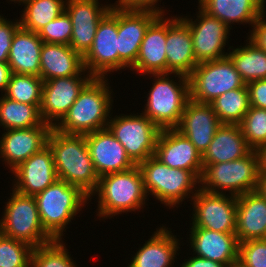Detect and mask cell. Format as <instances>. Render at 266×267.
I'll return each instance as SVG.
<instances>
[{"mask_svg": "<svg viewBox=\"0 0 266 267\" xmlns=\"http://www.w3.org/2000/svg\"><path fill=\"white\" fill-rule=\"evenodd\" d=\"M47 145L53 155L58 179L79 187L92 199L99 176L90 157L85 135L66 134L52 127Z\"/></svg>", "mask_w": 266, "mask_h": 267, "instance_id": "cell-1", "label": "cell"}, {"mask_svg": "<svg viewBox=\"0 0 266 267\" xmlns=\"http://www.w3.org/2000/svg\"><path fill=\"white\" fill-rule=\"evenodd\" d=\"M107 80V77H93L54 128L62 133L76 135H86L107 128L113 106V94Z\"/></svg>", "mask_w": 266, "mask_h": 267, "instance_id": "cell-2", "label": "cell"}, {"mask_svg": "<svg viewBox=\"0 0 266 267\" xmlns=\"http://www.w3.org/2000/svg\"><path fill=\"white\" fill-rule=\"evenodd\" d=\"M97 216L112 218L122 213L140 211L147 201L143 177L137 165L125 171L110 173L99 177L96 190Z\"/></svg>", "mask_w": 266, "mask_h": 267, "instance_id": "cell-3", "label": "cell"}, {"mask_svg": "<svg viewBox=\"0 0 266 267\" xmlns=\"http://www.w3.org/2000/svg\"><path fill=\"white\" fill-rule=\"evenodd\" d=\"M34 197L43 229L53 240L63 239L66 225L90 200L79 187L60 179Z\"/></svg>", "mask_w": 266, "mask_h": 267, "instance_id": "cell-4", "label": "cell"}, {"mask_svg": "<svg viewBox=\"0 0 266 267\" xmlns=\"http://www.w3.org/2000/svg\"><path fill=\"white\" fill-rule=\"evenodd\" d=\"M137 166L141 171L147 196H154L166 207L174 208L187 198L192 199L198 191L196 185L200 187V178L193 171L170 168L154 155Z\"/></svg>", "mask_w": 266, "mask_h": 267, "instance_id": "cell-5", "label": "cell"}, {"mask_svg": "<svg viewBox=\"0 0 266 267\" xmlns=\"http://www.w3.org/2000/svg\"><path fill=\"white\" fill-rule=\"evenodd\" d=\"M155 79L148 93L143 115L160 129L176 128L181 120L185 105L190 99L189 78L174 73L178 82L170 78V73L150 74ZM179 83V84H178Z\"/></svg>", "mask_w": 266, "mask_h": 267, "instance_id": "cell-6", "label": "cell"}, {"mask_svg": "<svg viewBox=\"0 0 266 267\" xmlns=\"http://www.w3.org/2000/svg\"><path fill=\"white\" fill-rule=\"evenodd\" d=\"M259 174V157L256 150H251L230 162L203 164L200 188L218 194L229 191V195L238 197L257 189Z\"/></svg>", "mask_w": 266, "mask_h": 267, "instance_id": "cell-7", "label": "cell"}, {"mask_svg": "<svg viewBox=\"0 0 266 267\" xmlns=\"http://www.w3.org/2000/svg\"><path fill=\"white\" fill-rule=\"evenodd\" d=\"M10 194L0 220V233L33 248L52 242L53 239L43 229L35 197L15 190Z\"/></svg>", "mask_w": 266, "mask_h": 267, "instance_id": "cell-8", "label": "cell"}, {"mask_svg": "<svg viewBox=\"0 0 266 267\" xmlns=\"http://www.w3.org/2000/svg\"><path fill=\"white\" fill-rule=\"evenodd\" d=\"M188 78L190 99L208 104L223 93L246 85L229 56L199 63Z\"/></svg>", "mask_w": 266, "mask_h": 267, "instance_id": "cell-9", "label": "cell"}, {"mask_svg": "<svg viewBox=\"0 0 266 267\" xmlns=\"http://www.w3.org/2000/svg\"><path fill=\"white\" fill-rule=\"evenodd\" d=\"M107 128L135 165L154 155L161 129L142 113L110 117Z\"/></svg>", "mask_w": 266, "mask_h": 267, "instance_id": "cell-10", "label": "cell"}, {"mask_svg": "<svg viewBox=\"0 0 266 267\" xmlns=\"http://www.w3.org/2000/svg\"><path fill=\"white\" fill-rule=\"evenodd\" d=\"M83 65L92 77L98 78L119 70L117 6L112 4L99 22L92 46L83 56Z\"/></svg>", "mask_w": 266, "mask_h": 267, "instance_id": "cell-11", "label": "cell"}, {"mask_svg": "<svg viewBox=\"0 0 266 267\" xmlns=\"http://www.w3.org/2000/svg\"><path fill=\"white\" fill-rule=\"evenodd\" d=\"M193 204L192 226L235 234L237 198L229 194L204 191L198 187L190 200Z\"/></svg>", "mask_w": 266, "mask_h": 267, "instance_id": "cell-12", "label": "cell"}, {"mask_svg": "<svg viewBox=\"0 0 266 267\" xmlns=\"http://www.w3.org/2000/svg\"><path fill=\"white\" fill-rule=\"evenodd\" d=\"M85 73L88 72L84 68L75 76L44 81L40 105V115L44 123L55 127L68 113L80 91L93 78L89 73L84 75Z\"/></svg>", "mask_w": 266, "mask_h": 267, "instance_id": "cell-13", "label": "cell"}, {"mask_svg": "<svg viewBox=\"0 0 266 267\" xmlns=\"http://www.w3.org/2000/svg\"><path fill=\"white\" fill-rule=\"evenodd\" d=\"M196 20L179 16L188 26L192 35L195 59L198 63L228 56L224 52L229 39V28L224 22L210 16L199 5Z\"/></svg>", "mask_w": 266, "mask_h": 267, "instance_id": "cell-14", "label": "cell"}, {"mask_svg": "<svg viewBox=\"0 0 266 267\" xmlns=\"http://www.w3.org/2000/svg\"><path fill=\"white\" fill-rule=\"evenodd\" d=\"M111 7L112 4L103 6L99 0H66L65 11L72 21L69 46L82 57L92 46L98 24Z\"/></svg>", "mask_w": 266, "mask_h": 267, "instance_id": "cell-15", "label": "cell"}, {"mask_svg": "<svg viewBox=\"0 0 266 267\" xmlns=\"http://www.w3.org/2000/svg\"><path fill=\"white\" fill-rule=\"evenodd\" d=\"M160 15L151 11L125 10L118 7L119 71L135 65L148 27Z\"/></svg>", "mask_w": 266, "mask_h": 267, "instance_id": "cell-16", "label": "cell"}, {"mask_svg": "<svg viewBox=\"0 0 266 267\" xmlns=\"http://www.w3.org/2000/svg\"><path fill=\"white\" fill-rule=\"evenodd\" d=\"M154 156L170 168L203 173L202 155L193 143L176 128L161 129Z\"/></svg>", "mask_w": 266, "mask_h": 267, "instance_id": "cell-17", "label": "cell"}, {"mask_svg": "<svg viewBox=\"0 0 266 267\" xmlns=\"http://www.w3.org/2000/svg\"><path fill=\"white\" fill-rule=\"evenodd\" d=\"M14 174L12 190L35 196L58 180L52 152L48 145L10 171Z\"/></svg>", "mask_w": 266, "mask_h": 267, "instance_id": "cell-18", "label": "cell"}, {"mask_svg": "<svg viewBox=\"0 0 266 267\" xmlns=\"http://www.w3.org/2000/svg\"><path fill=\"white\" fill-rule=\"evenodd\" d=\"M51 126L7 129L0 139V158L12 171L47 145Z\"/></svg>", "mask_w": 266, "mask_h": 267, "instance_id": "cell-19", "label": "cell"}, {"mask_svg": "<svg viewBox=\"0 0 266 267\" xmlns=\"http://www.w3.org/2000/svg\"><path fill=\"white\" fill-rule=\"evenodd\" d=\"M85 138L99 177L125 171L135 166L127 156L125 148L108 128L86 134Z\"/></svg>", "mask_w": 266, "mask_h": 267, "instance_id": "cell-20", "label": "cell"}, {"mask_svg": "<svg viewBox=\"0 0 266 267\" xmlns=\"http://www.w3.org/2000/svg\"><path fill=\"white\" fill-rule=\"evenodd\" d=\"M167 73L189 76L199 64L195 59L189 26L178 16L166 18Z\"/></svg>", "mask_w": 266, "mask_h": 267, "instance_id": "cell-21", "label": "cell"}, {"mask_svg": "<svg viewBox=\"0 0 266 267\" xmlns=\"http://www.w3.org/2000/svg\"><path fill=\"white\" fill-rule=\"evenodd\" d=\"M221 124L211 104L189 99L176 129L203 155Z\"/></svg>", "mask_w": 266, "mask_h": 267, "instance_id": "cell-22", "label": "cell"}, {"mask_svg": "<svg viewBox=\"0 0 266 267\" xmlns=\"http://www.w3.org/2000/svg\"><path fill=\"white\" fill-rule=\"evenodd\" d=\"M189 242L193 255L224 265L238 260L239 241L235 234L191 226Z\"/></svg>", "mask_w": 266, "mask_h": 267, "instance_id": "cell-23", "label": "cell"}, {"mask_svg": "<svg viewBox=\"0 0 266 267\" xmlns=\"http://www.w3.org/2000/svg\"><path fill=\"white\" fill-rule=\"evenodd\" d=\"M165 16L160 15L148 27L132 71L141 75L167 73Z\"/></svg>", "mask_w": 266, "mask_h": 267, "instance_id": "cell-24", "label": "cell"}, {"mask_svg": "<svg viewBox=\"0 0 266 267\" xmlns=\"http://www.w3.org/2000/svg\"><path fill=\"white\" fill-rule=\"evenodd\" d=\"M237 198L236 238L239 243L266 239V199L256 190Z\"/></svg>", "mask_w": 266, "mask_h": 267, "instance_id": "cell-25", "label": "cell"}, {"mask_svg": "<svg viewBox=\"0 0 266 267\" xmlns=\"http://www.w3.org/2000/svg\"><path fill=\"white\" fill-rule=\"evenodd\" d=\"M164 225L139 248L127 267H172L180 249L179 239Z\"/></svg>", "mask_w": 266, "mask_h": 267, "instance_id": "cell-26", "label": "cell"}, {"mask_svg": "<svg viewBox=\"0 0 266 267\" xmlns=\"http://www.w3.org/2000/svg\"><path fill=\"white\" fill-rule=\"evenodd\" d=\"M42 45L38 33L20 26L13 36L7 62L12 73L40 76Z\"/></svg>", "mask_w": 266, "mask_h": 267, "instance_id": "cell-27", "label": "cell"}, {"mask_svg": "<svg viewBox=\"0 0 266 267\" xmlns=\"http://www.w3.org/2000/svg\"><path fill=\"white\" fill-rule=\"evenodd\" d=\"M251 150L238 124H221L202 155V164L230 162L246 156Z\"/></svg>", "mask_w": 266, "mask_h": 267, "instance_id": "cell-28", "label": "cell"}, {"mask_svg": "<svg viewBox=\"0 0 266 267\" xmlns=\"http://www.w3.org/2000/svg\"><path fill=\"white\" fill-rule=\"evenodd\" d=\"M83 69V57L69 45L43 43L40 55V77L43 81L75 76Z\"/></svg>", "mask_w": 266, "mask_h": 267, "instance_id": "cell-29", "label": "cell"}, {"mask_svg": "<svg viewBox=\"0 0 266 267\" xmlns=\"http://www.w3.org/2000/svg\"><path fill=\"white\" fill-rule=\"evenodd\" d=\"M199 6L210 16L224 22L229 28L233 23L253 26L265 10L266 0H198ZM231 26V27H230Z\"/></svg>", "mask_w": 266, "mask_h": 267, "instance_id": "cell-30", "label": "cell"}, {"mask_svg": "<svg viewBox=\"0 0 266 267\" xmlns=\"http://www.w3.org/2000/svg\"><path fill=\"white\" fill-rule=\"evenodd\" d=\"M41 104H25L5 97H0V126L7 129L50 126L43 122L40 115Z\"/></svg>", "mask_w": 266, "mask_h": 267, "instance_id": "cell-31", "label": "cell"}, {"mask_svg": "<svg viewBox=\"0 0 266 267\" xmlns=\"http://www.w3.org/2000/svg\"><path fill=\"white\" fill-rule=\"evenodd\" d=\"M228 56L246 84L266 79V51L258 48L250 40L244 46L232 48Z\"/></svg>", "mask_w": 266, "mask_h": 267, "instance_id": "cell-32", "label": "cell"}, {"mask_svg": "<svg viewBox=\"0 0 266 267\" xmlns=\"http://www.w3.org/2000/svg\"><path fill=\"white\" fill-rule=\"evenodd\" d=\"M65 2L66 0H22L19 3L24 4L19 19L20 26L37 33L65 11Z\"/></svg>", "mask_w": 266, "mask_h": 267, "instance_id": "cell-33", "label": "cell"}, {"mask_svg": "<svg viewBox=\"0 0 266 267\" xmlns=\"http://www.w3.org/2000/svg\"><path fill=\"white\" fill-rule=\"evenodd\" d=\"M210 104L222 124H239L250 107L247 85L223 93Z\"/></svg>", "mask_w": 266, "mask_h": 267, "instance_id": "cell-34", "label": "cell"}, {"mask_svg": "<svg viewBox=\"0 0 266 267\" xmlns=\"http://www.w3.org/2000/svg\"><path fill=\"white\" fill-rule=\"evenodd\" d=\"M44 81L40 76L12 73L4 96L25 104H41Z\"/></svg>", "mask_w": 266, "mask_h": 267, "instance_id": "cell-35", "label": "cell"}, {"mask_svg": "<svg viewBox=\"0 0 266 267\" xmlns=\"http://www.w3.org/2000/svg\"><path fill=\"white\" fill-rule=\"evenodd\" d=\"M62 240L33 248L30 267H77Z\"/></svg>", "mask_w": 266, "mask_h": 267, "instance_id": "cell-36", "label": "cell"}, {"mask_svg": "<svg viewBox=\"0 0 266 267\" xmlns=\"http://www.w3.org/2000/svg\"><path fill=\"white\" fill-rule=\"evenodd\" d=\"M238 125L252 150L266 145V109L250 106Z\"/></svg>", "mask_w": 266, "mask_h": 267, "instance_id": "cell-37", "label": "cell"}, {"mask_svg": "<svg viewBox=\"0 0 266 267\" xmlns=\"http://www.w3.org/2000/svg\"><path fill=\"white\" fill-rule=\"evenodd\" d=\"M30 245L0 233V267H30Z\"/></svg>", "mask_w": 266, "mask_h": 267, "instance_id": "cell-38", "label": "cell"}, {"mask_svg": "<svg viewBox=\"0 0 266 267\" xmlns=\"http://www.w3.org/2000/svg\"><path fill=\"white\" fill-rule=\"evenodd\" d=\"M43 43L69 45L72 37V21L64 11L56 19L42 27L38 32Z\"/></svg>", "mask_w": 266, "mask_h": 267, "instance_id": "cell-39", "label": "cell"}, {"mask_svg": "<svg viewBox=\"0 0 266 267\" xmlns=\"http://www.w3.org/2000/svg\"><path fill=\"white\" fill-rule=\"evenodd\" d=\"M238 260L247 267H266V239L240 242Z\"/></svg>", "mask_w": 266, "mask_h": 267, "instance_id": "cell-40", "label": "cell"}, {"mask_svg": "<svg viewBox=\"0 0 266 267\" xmlns=\"http://www.w3.org/2000/svg\"><path fill=\"white\" fill-rule=\"evenodd\" d=\"M19 27V19L15 22L9 21L0 15V62H8L11 42Z\"/></svg>", "mask_w": 266, "mask_h": 267, "instance_id": "cell-41", "label": "cell"}, {"mask_svg": "<svg viewBox=\"0 0 266 267\" xmlns=\"http://www.w3.org/2000/svg\"><path fill=\"white\" fill-rule=\"evenodd\" d=\"M158 0H117L115 6L125 10L151 11L165 15V10L157 6Z\"/></svg>", "mask_w": 266, "mask_h": 267, "instance_id": "cell-42", "label": "cell"}, {"mask_svg": "<svg viewBox=\"0 0 266 267\" xmlns=\"http://www.w3.org/2000/svg\"><path fill=\"white\" fill-rule=\"evenodd\" d=\"M246 85L250 106L266 109V79L254 80Z\"/></svg>", "mask_w": 266, "mask_h": 267, "instance_id": "cell-43", "label": "cell"}, {"mask_svg": "<svg viewBox=\"0 0 266 267\" xmlns=\"http://www.w3.org/2000/svg\"><path fill=\"white\" fill-rule=\"evenodd\" d=\"M264 11L253 24V29L250 30V34L247 40H250L258 48L266 51V17Z\"/></svg>", "mask_w": 266, "mask_h": 267, "instance_id": "cell-44", "label": "cell"}, {"mask_svg": "<svg viewBox=\"0 0 266 267\" xmlns=\"http://www.w3.org/2000/svg\"><path fill=\"white\" fill-rule=\"evenodd\" d=\"M180 266L181 267H225L226 265L213 261V260L201 258L198 256H193V257H190L189 259H185V261Z\"/></svg>", "mask_w": 266, "mask_h": 267, "instance_id": "cell-45", "label": "cell"}, {"mask_svg": "<svg viewBox=\"0 0 266 267\" xmlns=\"http://www.w3.org/2000/svg\"><path fill=\"white\" fill-rule=\"evenodd\" d=\"M11 75L12 71L9 64L7 62H0V90L2 93H5Z\"/></svg>", "mask_w": 266, "mask_h": 267, "instance_id": "cell-46", "label": "cell"}, {"mask_svg": "<svg viewBox=\"0 0 266 267\" xmlns=\"http://www.w3.org/2000/svg\"><path fill=\"white\" fill-rule=\"evenodd\" d=\"M259 157V175H266V145H262L257 150Z\"/></svg>", "mask_w": 266, "mask_h": 267, "instance_id": "cell-47", "label": "cell"}, {"mask_svg": "<svg viewBox=\"0 0 266 267\" xmlns=\"http://www.w3.org/2000/svg\"><path fill=\"white\" fill-rule=\"evenodd\" d=\"M256 191L266 199V175H259Z\"/></svg>", "mask_w": 266, "mask_h": 267, "instance_id": "cell-48", "label": "cell"}, {"mask_svg": "<svg viewBox=\"0 0 266 267\" xmlns=\"http://www.w3.org/2000/svg\"><path fill=\"white\" fill-rule=\"evenodd\" d=\"M225 267H247V266L244 265L240 260H236V261L229 263Z\"/></svg>", "mask_w": 266, "mask_h": 267, "instance_id": "cell-49", "label": "cell"}, {"mask_svg": "<svg viewBox=\"0 0 266 267\" xmlns=\"http://www.w3.org/2000/svg\"><path fill=\"white\" fill-rule=\"evenodd\" d=\"M10 1H14V3H17L18 2V4L22 1V0H10Z\"/></svg>", "mask_w": 266, "mask_h": 267, "instance_id": "cell-50", "label": "cell"}]
</instances>
